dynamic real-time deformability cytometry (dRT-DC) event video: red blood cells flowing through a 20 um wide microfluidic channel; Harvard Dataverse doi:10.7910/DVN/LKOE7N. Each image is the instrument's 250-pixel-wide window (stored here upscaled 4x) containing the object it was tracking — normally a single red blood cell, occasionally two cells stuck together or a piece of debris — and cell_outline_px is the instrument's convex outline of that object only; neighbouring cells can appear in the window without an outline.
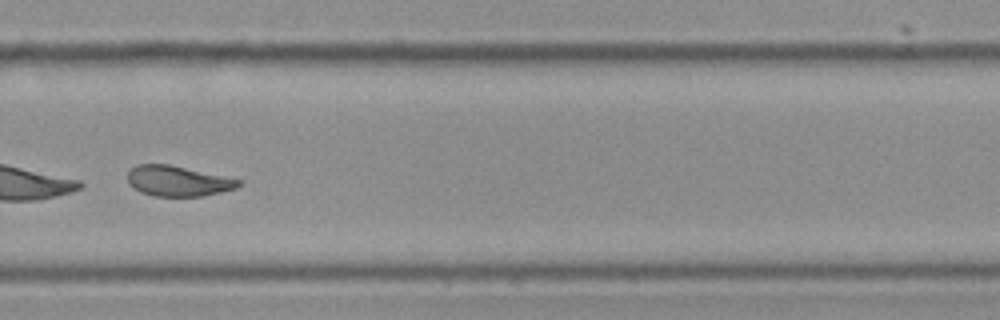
{"species": "Egyptian fruit bat (a non-hibernating species)", "species_latin": "Rousettus aegyptiacus", "temperature_condition": "cold", "stored_images_in_passage": 56, "camera_frame_rate_fps": 3000, "um_per_image_px": 0.085, "frame": {"image": 1, "passage_image": 40, "time_ms": 13.0, "image_size_px": [1000, 320], "cell_outline_px": [[240, 184], [236, 188], [204, 196], [156, 196], [140, 192], [132, 188], [128, 184], [128, 172], [136, 164], [168, 164], [240, 180]], "centroid_in_image_um": [15.06, 15.39], "position_along_channel_um": 314.7, "area_um2": 19.42}}